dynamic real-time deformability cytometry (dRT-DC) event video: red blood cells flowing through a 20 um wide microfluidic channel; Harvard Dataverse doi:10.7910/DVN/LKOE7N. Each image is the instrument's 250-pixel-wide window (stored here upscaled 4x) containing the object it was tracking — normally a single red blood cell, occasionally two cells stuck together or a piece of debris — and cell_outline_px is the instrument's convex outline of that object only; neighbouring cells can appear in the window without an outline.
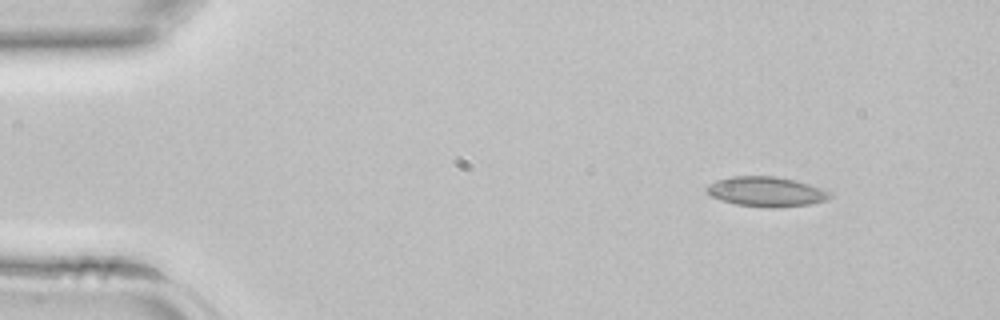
{"species": "common noctule bat (a hibernating species)", "species_latin": "Nyctalus noctula", "temperature_condition": "room temperature", "stored_images_in_passage": 39, "segment_of_instrument_passage": [1, 2], "camera_frame_rate_fps": 3000, "um_per_image_px": 0.085, "animal": {"sex": "female", "body_mass_g": 22.7, "forearm_length_mm": 54.2}, "frame": {"image": 1, "passage_image": 1, "time_ms": 0.0, "image_size_px": [1000, 320], "cell_outline_px": [[832, 196], [828, 200], [808, 204], [772, 208], [736, 204], [712, 196], [704, 188], [708, 184], [716, 180], [732, 176], [772, 176], [796, 180], [832, 192]], "centroid_in_image_um": [65.14, 16.28], "position_along_channel_um": 19.9, "area_um2": 21.27}}
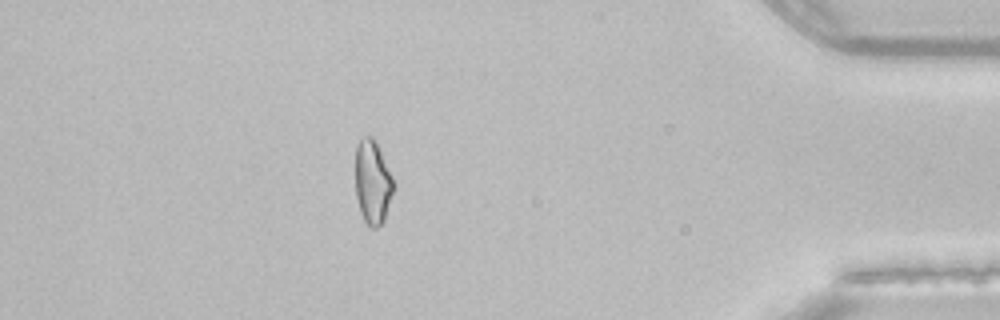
{"frame": {"image": 2, "passage_image": 33, "time_ms": 10.667, "image_size_px": [1000, 320], "cell_outline_px": [[396, 188], [384, 220], [376, 228], [372, 228], [364, 220], [360, 212], [356, 196], [356, 144], [364, 136], [372, 136], [376, 140], [396, 184]], "centroid_in_image_um": [31.7, 15.47], "position_along_channel_um": 403.5, "area_um2": 18.96}}